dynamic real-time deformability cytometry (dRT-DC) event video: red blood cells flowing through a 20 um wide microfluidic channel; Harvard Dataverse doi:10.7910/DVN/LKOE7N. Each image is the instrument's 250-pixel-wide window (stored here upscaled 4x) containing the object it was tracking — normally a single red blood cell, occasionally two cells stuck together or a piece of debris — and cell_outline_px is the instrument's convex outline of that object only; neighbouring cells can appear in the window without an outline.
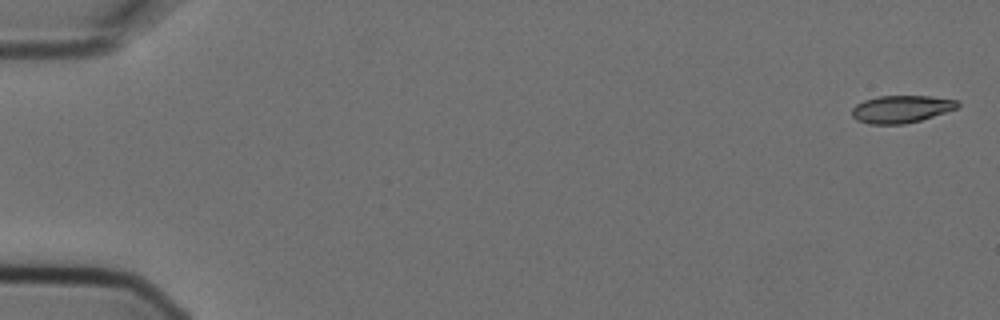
{"species": "Egyptian fruit bat (a non-hibernating species)", "species_latin": "Rousettus aegyptiacus", "temperature_condition": "cold", "stored_images_in_passage": 6, "camera_frame_rate_fps": 3000, "um_per_image_px": 0.085, "animal": {"sex": "female"}, "frame": {"image": 1, "passage_image": 1, "time_ms": 0.0, "image_size_px": [1000, 320], "cell_outline_px": [[960, 104], [956, 108], [920, 120], [904, 124], [868, 124], [856, 120], [852, 116], [852, 108], [856, 104], [864, 100], [876, 96], [928, 96], [956, 100]], "centroid_in_image_um": [76.54, 9.27], "position_along_channel_um": 8.5, "area_um2": 16.76}}
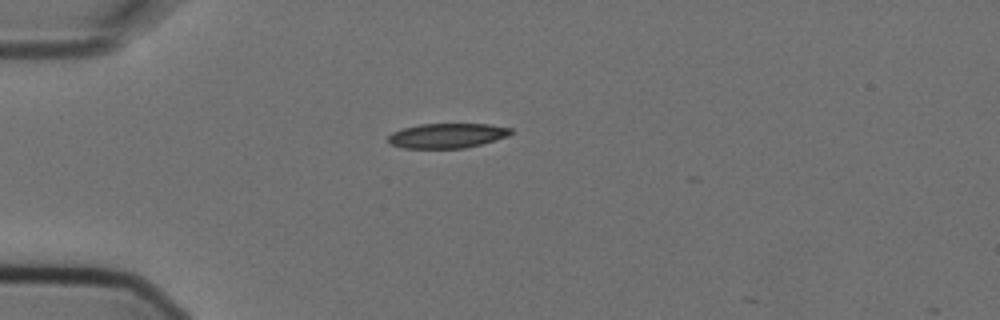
{"frame": {"image": 2, "passage_image": 5, "time_ms": 1.333, "image_size_px": [1000, 320], "cell_outline_px": [[512, 132], [508, 136], [480, 144], [464, 148], [400, 148], [388, 144], [388, 136], [392, 132], [404, 128], [420, 124], [488, 124], [512, 128]], "centroid_in_image_um": [37.96, 11.53], "position_along_channel_um": 47.0, "area_um2": 17.69}}